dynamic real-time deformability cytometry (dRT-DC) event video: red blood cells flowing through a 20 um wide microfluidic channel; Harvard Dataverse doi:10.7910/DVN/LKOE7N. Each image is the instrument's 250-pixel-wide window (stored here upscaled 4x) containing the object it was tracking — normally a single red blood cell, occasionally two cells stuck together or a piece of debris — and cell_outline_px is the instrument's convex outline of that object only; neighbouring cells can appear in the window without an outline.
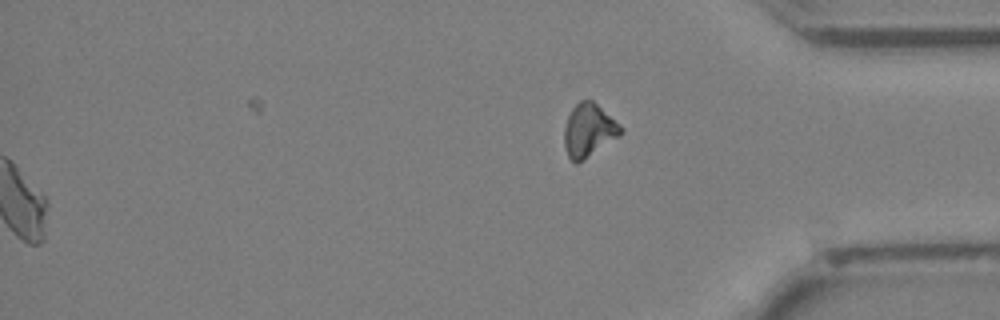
{"species": "Egyptian fruit bat (a non-hibernating species)", "species_latin": "Rousettus aegyptiacus", "temperature_condition": "cold", "stored_images_in_passage": 43, "segment_of_instrument_passage": [2, 2], "camera_frame_rate_fps": 3000, "um_per_image_px": 0.085, "animal": {"sex": "female"}, "frame": {"image": 1, "passage_image": 43, "time_ms": 14.0, "image_size_px": [1000, 320], "cell_outline_px": [[624, 132], [620, 136], [576, 164], [568, 156], [564, 148], [564, 128], [568, 116], [572, 108], [580, 100], [592, 100], [624, 128]], "centroid_in_image_um": [50.04, 11.08], "position_along_channel_um": 385.2, "area_um2": 17.4}}